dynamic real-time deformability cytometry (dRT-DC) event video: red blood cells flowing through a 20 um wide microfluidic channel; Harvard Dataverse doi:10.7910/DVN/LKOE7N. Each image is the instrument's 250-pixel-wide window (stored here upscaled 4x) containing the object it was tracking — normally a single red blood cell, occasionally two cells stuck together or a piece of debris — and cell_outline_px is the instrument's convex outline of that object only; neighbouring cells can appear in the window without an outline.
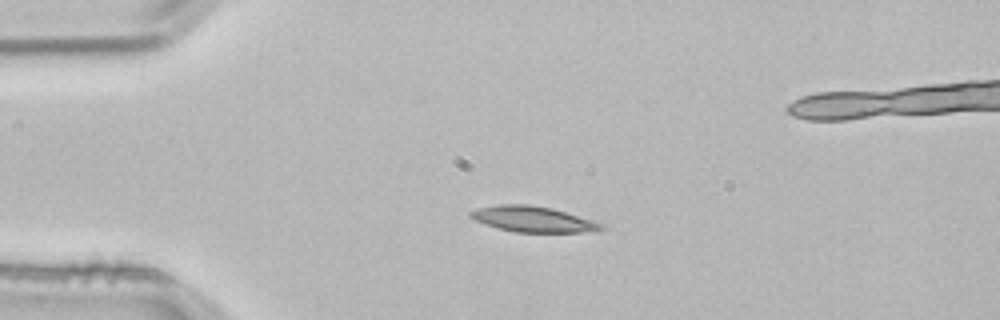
{"species": "common noctule bat (a hibernating species)", "species_latin": "Nyctalus noctula", "temperature_condition": "room temperature", "stored_images_in_passage": 4, "camera_frame_rate_fps": 3000, "um_per_image_px": 0.085, "animal": {"sex": "male", "body_mass_g": 21.5, "forearm_length_mm": 52.0}, "frame": {"image": 1, "passage_image": 3, "time_ms": 0.667, "image_size_px": [1000, 320], "cell_outline_px": [[608, 228], [580, 232], [516, 232], [496, 228], [476, 220], [468, 216], [468, 212], [480, 208], [500, 204], [528, 204], [552, 208], [604, 224]], "centroid_in_image_um": [45.28, 18.63], "position_along_channel_um": 39.7, "area_um2": 19.36}}